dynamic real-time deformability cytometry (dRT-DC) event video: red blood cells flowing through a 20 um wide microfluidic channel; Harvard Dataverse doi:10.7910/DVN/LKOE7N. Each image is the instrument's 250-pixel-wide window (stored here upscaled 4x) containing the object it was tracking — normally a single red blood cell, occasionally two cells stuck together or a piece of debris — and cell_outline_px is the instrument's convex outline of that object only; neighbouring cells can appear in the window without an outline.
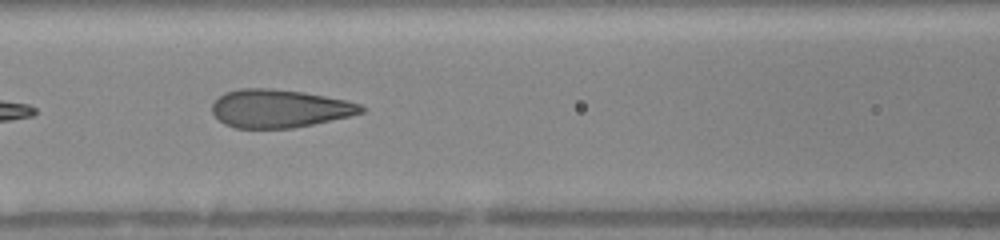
{"species": "human", "species_latin": "Homo sapiens", "temperature_condition": "warm", "stored_images_in_passage": 32, "camera_frame_rate_fps": 3000, "um_per_image_px": 0.085, "donor": {"sex": "female"}, "frame": {"image": 1, "passage_image": 5, "time_ms": 2.0, "image_size_px": [1000, 240], "cell_outline_px": [[364, 112], [348, 116], [312, 124], [292, 128], [236, 128], [224, 124], [212, 112], [212, 104], [224, 92], [240, 88], [272, 88], [304, 92], [348, 100], [360, 104], [364, 108]], "centroid_in_image_um": [23.74, 9.21], "position_along_channel_um": 142.9, "area_um2": 33.06}}
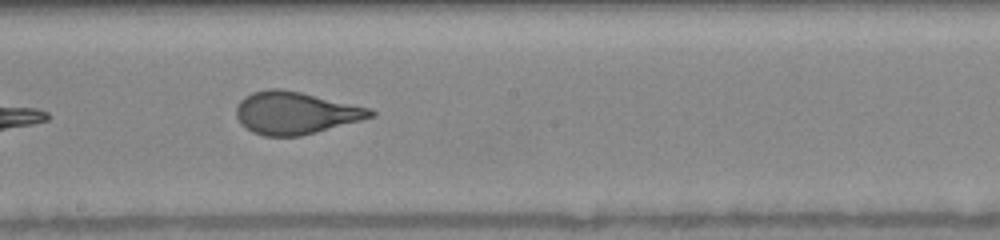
{"frame": {"image": 2, "passage_image": 10, "time_ms": 4.0, "image_size_px": [1000, 240], "cell_outline_px": [[376, 116], [316, 132], [300, 136], [264, 136], [252, 132], [240, 124], [236, 116], [236, 108], [240, 100], [244, 96], [252, 92], [268, 88], [280, 88], [300, 92], [372, 108], [376, 112]], "centroid_in_image_um": [25.1, 9.59], "position_along_channel_um": 223.1, "area_um2": 33.29}, "authors_computed_cell_mechanics": {"area_um2": 33.4373, "velocity_mm_per_s": 3.9997, "shape_relaxation_time_tau1_ms": 6.4002, "shape_relaxation_time_tau2_ms": null, "deformation_change_tau1": 0.2506, "deformation_change_tau2": null}}